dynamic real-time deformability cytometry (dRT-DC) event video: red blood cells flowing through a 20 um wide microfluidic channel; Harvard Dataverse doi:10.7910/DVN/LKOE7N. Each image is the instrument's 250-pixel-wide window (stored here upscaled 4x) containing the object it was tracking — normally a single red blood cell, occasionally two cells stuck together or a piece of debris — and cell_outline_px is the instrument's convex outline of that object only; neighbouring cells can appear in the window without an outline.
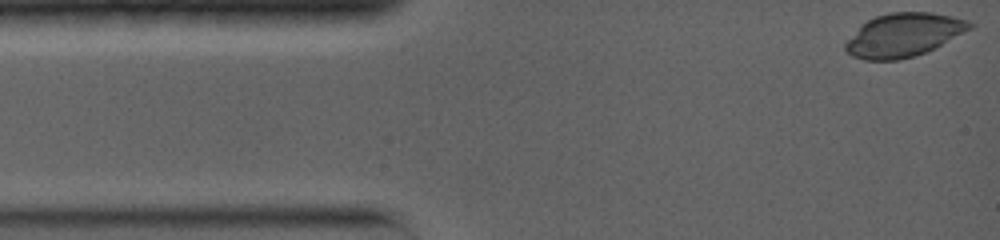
{"species": "common noctule bat (a hibernating species)", "species_latin": "Nyctalus noctula", "temperature_condition": "warm", "stored_images_in_passage": 15, "camera_frame_rate_fps": 5000, "um_per_image_px": 0.085, "animal": {"sex": "female", "body_mass_g": 19.0, "forearm_length_mm": 56.7}, "frame": {"image": 1, "passage_image": 1, "time_ms": 0.0, "image_size_px": [1000, 240], "cell_outline_px": [[976, 24], [972, 28], [936, 48], [916, 56], [896, 60], [864, 60], [852, 56], [844, 48], [844, 44], [860, 24], [876, 16], [888, 12], [932, 12], [952, 16], [968, 20]], "centroid_in_image_um": [76.82, 2.97], "position_along_channel_um": 8.2, "area_um2": 31.79}}
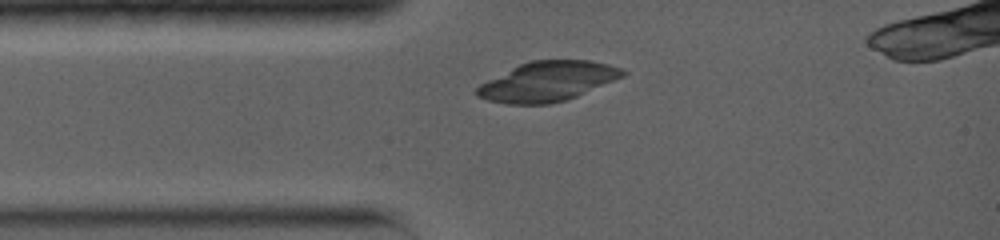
{"frame": {"image": 2, "passage_image": 13, "time_ms": 2.4, "image_size_px": [1000, 240], "cell_outline_px": [[628, 72], [624, 76], [576, 96], [564, 100], [548, 104], [508, 104], [488, 100], [476, 96], [476, 88], [480, 84], [520, 64], [532, 60], [588, 60], [608, 64], [620, 68]], "centroid_in_image_um": [46.54, 6.92], "position_along_channel_um": 38.5, "area_um2": 33.29}}